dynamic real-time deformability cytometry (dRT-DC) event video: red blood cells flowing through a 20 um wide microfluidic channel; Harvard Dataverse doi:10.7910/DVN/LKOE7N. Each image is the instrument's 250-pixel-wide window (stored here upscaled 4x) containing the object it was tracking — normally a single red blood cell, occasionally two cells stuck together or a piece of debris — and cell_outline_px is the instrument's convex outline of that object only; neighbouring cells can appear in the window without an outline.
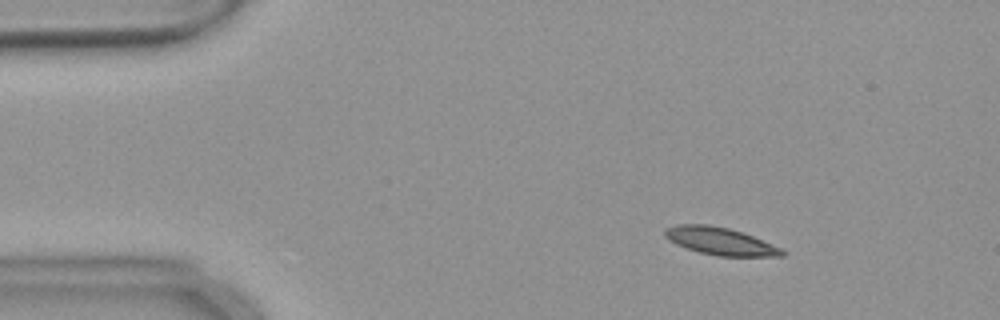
{"species": "common noctule bat (a hibernating species)", "species_latin": "Nyctalus noctula", "temperature_condition": "warm", "stored_images_in_passage": 48, "camera_frame_rate_fps": 3000, "um_per_image_px": 0.085, "animal": {"sex": "female", "body_mass_g": 18.4}, "frame": {"image": 1, "passage_image": 1, "time_ms": 0.0, "image_size_px": [1000, 320], "cell_outline_px": [[788, 252], [784, 256], [716, 256], [700, 252], [676, 244], [668, 240], [664, 236], [664, 228], [676, 224], [708, 224], [728, 228], [752, 236], [780, 248]], "centroid_in_image_um": [61.17, 20.49], "position_along_channel_um": 23.8, "area_um2": 18.67}}
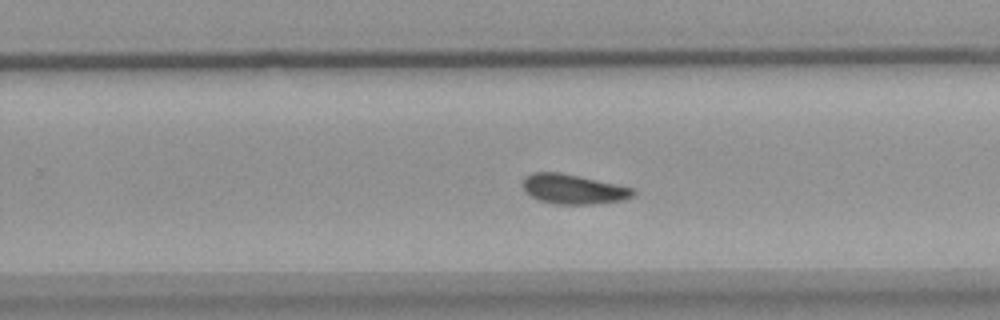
{"frame": {"image": 2, "passage_image": 28, "time_ms": 9.0, "image_size_px": [1000, 320], "cell_outline_px": [[636, 192], [632, 196], [624, 200], [592, 204], [556, 204], [540, 200], [532, 196], [524, 188], [524, 180], [528, 176], [536, 172], [560, 172], [580, 176], [632, 188]], "centroid_in_image_um": [48.77, 16.08], "position_along_channel_um": 281.0, "area_um2": 18.67}}
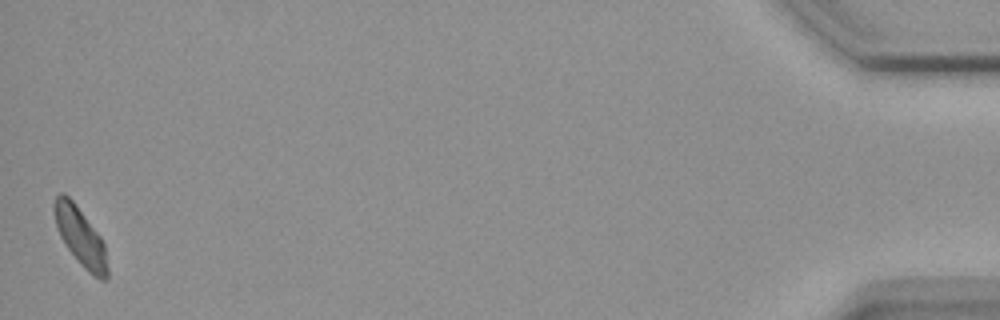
{"frame": {"image": 3, "passage_image": 48, "time_ms": 15.667, "image_size_px": [1000, 320], "cell_outline_px": [[108, 280], [100, 280], [88, 272], [80, 264], [68, 248], [60, 236], [56, 224], [52, 208], [56, 196], [60, 192], [64, 192], [72, 200], [100, 236], [104, 244], [108, 268]], "centroid_in_image_um": [6.83, 20.13], "position_along_channel_um": 428.4, "area_um2": 17.92}, "authors_computed_cell_mechanics": {"area_um2": 18.6116, "velocity_mm_per_s": 3.6391, "shape_relaxation_time_tau1_ms": 5.4774, "shape_relaxation_time_tau2_ms": null, "deformation_change_tau1": 0.122, "deformation_change_tau2": null}}